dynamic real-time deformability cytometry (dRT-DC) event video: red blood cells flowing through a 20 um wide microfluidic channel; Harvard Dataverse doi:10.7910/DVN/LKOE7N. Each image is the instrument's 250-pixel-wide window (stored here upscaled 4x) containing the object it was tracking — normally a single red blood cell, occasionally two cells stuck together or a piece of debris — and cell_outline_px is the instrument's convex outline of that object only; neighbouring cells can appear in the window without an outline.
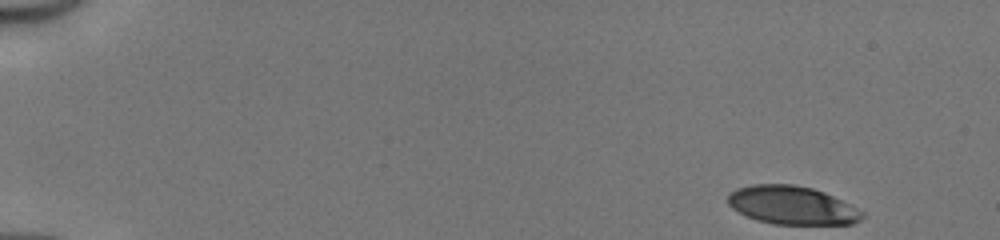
{"species": "human", "species_latin": "Homo sapiens", "temperature_condition": "cold", "stored_images_in_passage": 47, "camera_frame_rate_fps": 3000, "um_per_image_px": 0.085, "donor": {"sex": "male"}, "frame": {"image": 1, "passage_image": 1, "time_ms": 0.0, "image_size_px": [1000, 240], "cell_outline_px": [[864, 216], [860, 220], [852, 224], [776, 224], [756, 220], [732, 208], [728, 204], [728, 196], [736, 188], [752, 184], [792, 184], [812, 188], [824, 192], [864, 212]], "centroid_in_image_um": [67.31, 17.45], "position_along_channel_um": 17.7, "area_um2": 29.77}}
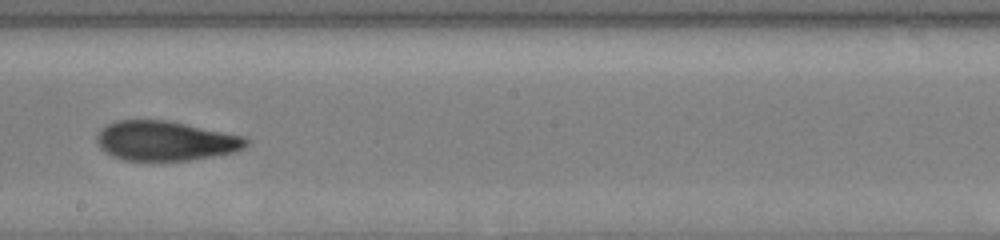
{"frame": {"image": 2, "passage_image": 27, "time_ms": 8.667, "image_size_px": [1000, 240], "cell_outline_px": [[248, 144], [244, 148], [236, 152], [188, 160], [124, 160], [112, 156], [104, 152], [100, 148], [96, 140], [96, 136], [108, 124], [116, 120], [168, 120], [248, 136]], "centroid_in_image_um": [14.11, 11.96], "position_along_channel_um": 234.1, "area_um2": 34.68}}
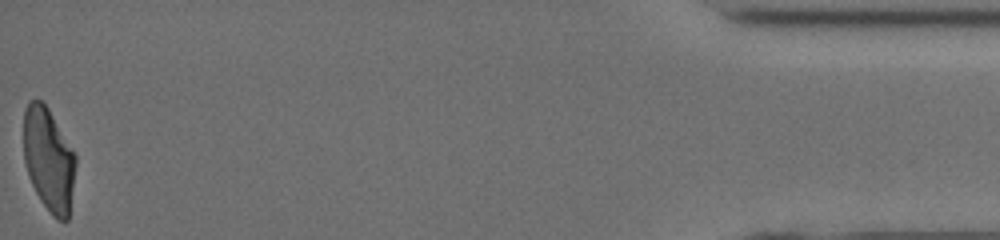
{"frame": {"image": 3, "passage_image": 47, "time_ms": 15.333, "image_size_px": [1000, 240], "cell_outline_px": [[76, 164], [68, 220], [56, 220], [52, 216], [40, 200], [32, 184], [24, 160], [24, 108], [28, 100], [40, 100], [48, 108], [76, 156]], "centroid_in_image_um": [4.13, 13.57], "position_along_channel_um": 431.1, "area_um2": 31.15}, "authors_computed_cell_mechanics": {"area_um2": 33.9286, "velocity_mm_per_s": 4.1687, "shape_relaxation_time_tau1_ms": 7.2108, "shape_relaxation_time_tau2_ms": 1.9264, "deformation_change_tau1": 0.2364, "deformation_change_tau2": 0.0902}}